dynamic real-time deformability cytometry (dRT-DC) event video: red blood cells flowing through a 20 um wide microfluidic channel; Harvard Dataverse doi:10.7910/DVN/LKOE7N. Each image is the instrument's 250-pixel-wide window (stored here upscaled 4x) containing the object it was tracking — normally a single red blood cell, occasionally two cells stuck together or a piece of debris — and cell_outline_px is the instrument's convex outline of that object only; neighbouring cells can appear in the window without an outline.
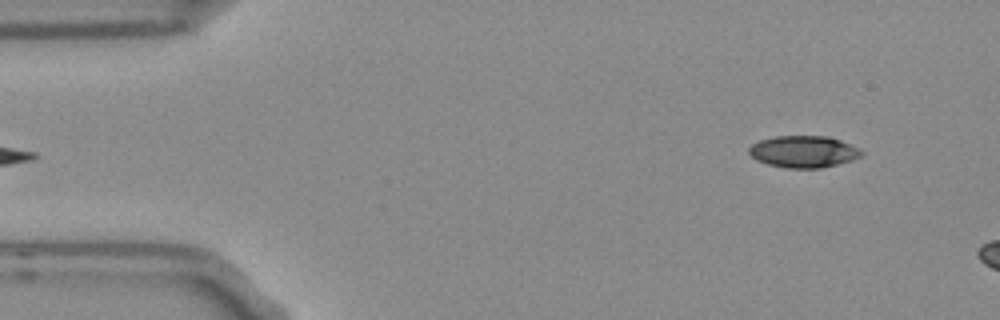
{"species": "Egyptian fruit bat (a non-hibernating species)", "species_latin": "Rousettus aegyptiacus", "temperature_condition": "room temperature", "stored_images_in_passage": 4, "camera_frame_rate_fps": 3000, "um_per_image_px": 0.085, "frame": {"image": 1, "passage_image": 4, "time_ms": 1.0, "image_size_px": [1000, 320], "cell_outline_px": [[864, 152], [860, 156], [852, 160], [820, 168], [784, 168], [768, 164], [756, 160], [748, 152], [748, 148], [752, 144], [760, 140], [776, 136], [828, 136], [840, 140]], "centroid_in_image_um": [68.26, 12.89], "position_along_channel_um": 16.7, "area_um2": 20.69}}